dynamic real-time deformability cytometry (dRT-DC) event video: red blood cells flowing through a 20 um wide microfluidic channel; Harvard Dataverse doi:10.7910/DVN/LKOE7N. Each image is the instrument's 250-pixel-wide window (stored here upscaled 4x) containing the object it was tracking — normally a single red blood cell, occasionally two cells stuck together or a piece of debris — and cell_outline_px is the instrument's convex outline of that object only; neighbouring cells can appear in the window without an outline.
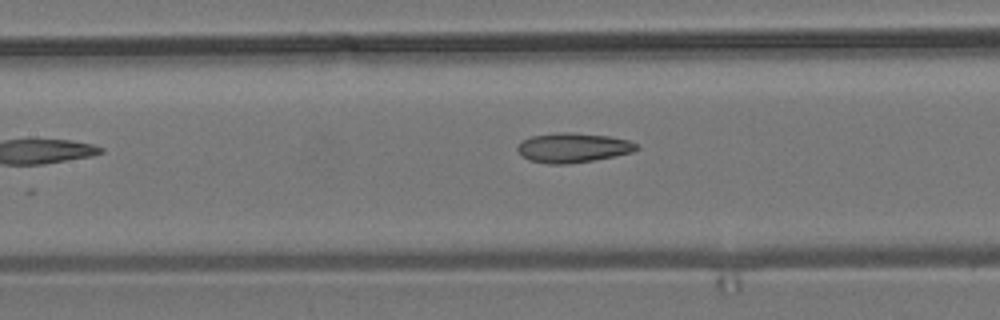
{"species": "common noctule bat (a hibernating species)", "species_latin": "Nyctalus noctula", "temperature_condition": "room temperature", "stored_images_in_passage": 8, "camera_frame_rate_fps": 3000, "um_per_image_px": 0.085, "animal": {"sex": "male", "body_mass_g": 19.2, "forearm_length_mm": 51.8}, "frame": {"image": 1, "passage_image": 6, "time_ms": 1.667, "image_size_px": [1000, 320], "cell_outline_px": [[640, 148], [632, 152], [616, 156], [568, 164], [548, 164], [528, 160], [516, 148], [520, 140], [532, 136], [560, 132], [572, 132], [608, 136], [628, 140], [636, 144]], "centroid_in_image_um": [48.69, 12.55], "position_along_channel_um": 158.7, "area_um2": 20.52}}